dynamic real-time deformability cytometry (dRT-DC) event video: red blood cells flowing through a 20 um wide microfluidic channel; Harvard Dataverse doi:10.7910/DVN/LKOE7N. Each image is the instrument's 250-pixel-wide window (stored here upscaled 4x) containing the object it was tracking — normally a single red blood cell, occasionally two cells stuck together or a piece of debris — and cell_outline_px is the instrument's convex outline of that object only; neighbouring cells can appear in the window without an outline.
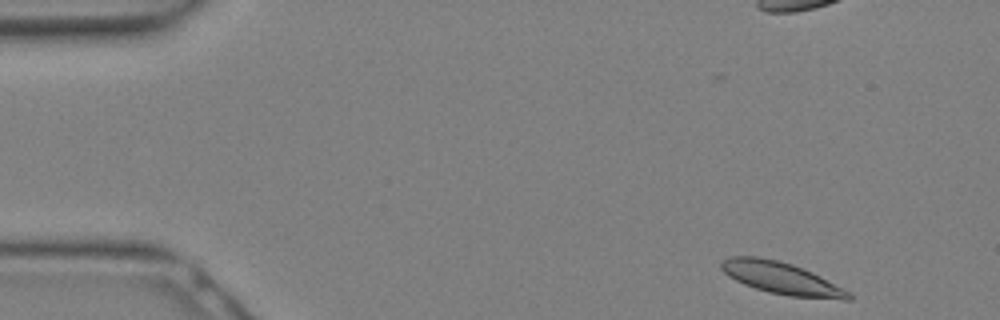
{"species": "Egyptian fruit bat (a non-hibernating species)", "species_latin": "Rousettus aegyptiacus", "temperature_condition": "warm", "stored_images_in_passage": 29, "camera_frame_rate_fps": 3000, "um_per_image_px": 0.085, "animal": {"sex": "female"}, "frame": {"image": 1, "passage_image": 1, "time_ms": 0.0, "image_size_px": [1000, 320], "cell_outline_px": [[852, 300], [844, 300], [788, 296], [768, 292], [744, 284], [728, 276], [720, 268], [720, 260], [732, 256], [756, 256], [776, 260], [792, 264], [812, 272], [852, 292]], "centroid_in_image_um": [66.44, 23.65], "position_along_channel_um": 18.6, "area_um2": 23.87}}